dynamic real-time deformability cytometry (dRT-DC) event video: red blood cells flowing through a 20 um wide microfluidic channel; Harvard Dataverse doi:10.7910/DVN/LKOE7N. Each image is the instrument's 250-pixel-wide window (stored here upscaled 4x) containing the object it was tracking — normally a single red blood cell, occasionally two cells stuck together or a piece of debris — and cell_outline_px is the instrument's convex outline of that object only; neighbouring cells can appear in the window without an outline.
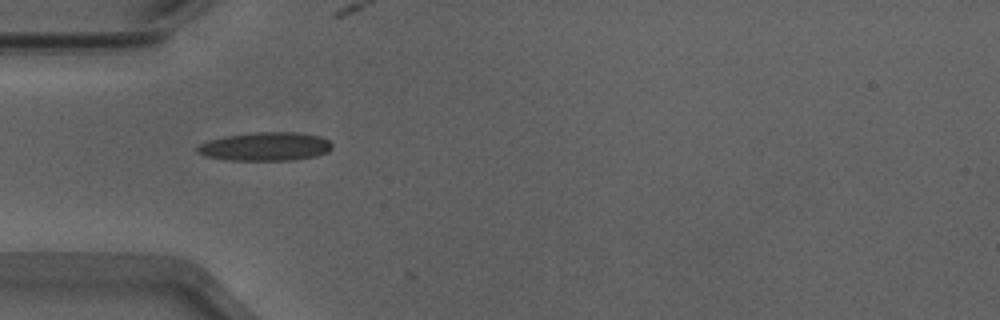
{"species": "Egyptian fruit bat (a non-hibernating species)", "species_latin": "Rousettus aegyptiacus", "temperature_condition": "warm", "stored_images_in_passage": 33, "camera_frame_rate_fps": 3000, "um_per_image_px": 0.085, "animal": {"sex": "male"}, "frame": {"image": 1, "passage_image": 1, "time_ms": 0.0, "image_size_px": [1000, 320], "cell_outline_px": [[332, 148], [328, 152], [316, 156], [292, 160], [228, 160], [204, 156], [196, 152], [196, 148], [200, 144], [208, 140], [224, 136], [252, 132], [296, 132], [320, 136], [328, 140], [332, 144]], "centroid_in_image_um": [22.54, 12.45], "position_along_channel_um": 62.5, "area_um2": 22.6}}
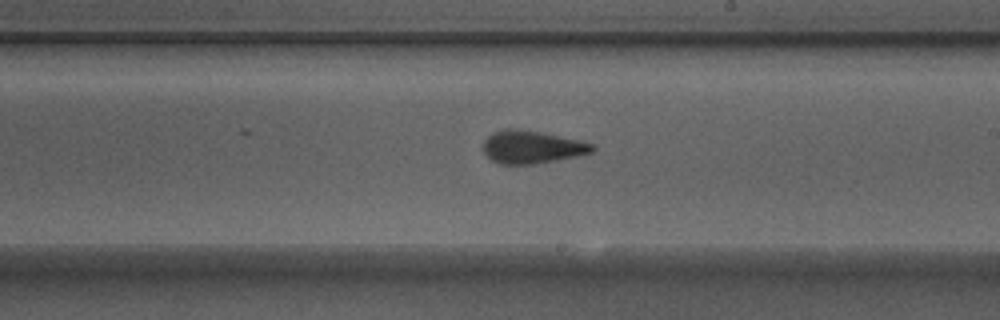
{"frame": {"image": 2, "passage_image": 15, "time_ms": 4.667, "image_size_px": [1000, 320], "cell_outline_px": [[596, 148], [592, 152], [576, 156], [556, 160], [532, 164], [500, 164], [492, 160], [484, 152], [484, 140], [492, 132], [504, 128], [516, 128], [540, 132], [580, 140], [596, 144]], "centroid_in_image_um": [45.22, 12.48], "position_along_channel_um": 243.8, "area_um2": 20.87}}
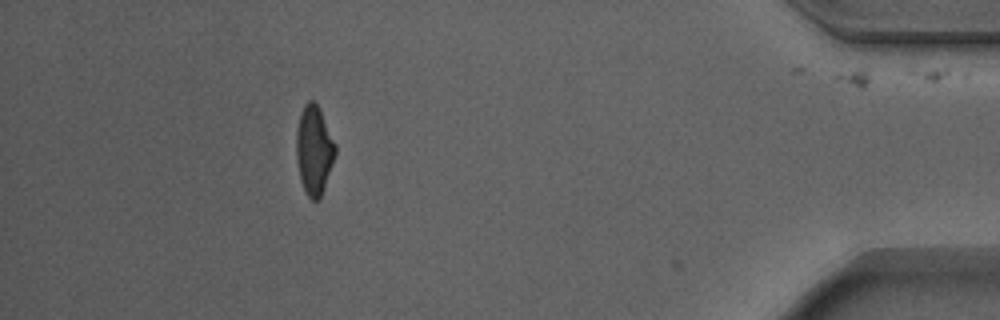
{"frame": {"image": 3, "passage_image": 32, "time_ms": 10.333, "image_size_px": [1000, 320], "cell_outline_px": [[336, 152], [320, 200], [312, 200], [308, 196], [300, 180], [296, 156], [296, 132], [300, 112], [304, 104], [308, 100], [312, 100], [320, 108], [336, 144]], "centroid_in_image_um": [26.69, 12.73], "position_along_channel_um": 408.5, "area_um2": 20.29}, "authors_computed_cell_mechanics": {"area_um2": 20.7502, "velocity_mm_per_s": 3.9145, "shape_relaxation_time_tau1_ms": 5.3025, "shape_relaxation_time_tau2_ms": 1.3945, "deformation_change_tau1": 0.1844, "deformation_change_tau2": 0.0935}}